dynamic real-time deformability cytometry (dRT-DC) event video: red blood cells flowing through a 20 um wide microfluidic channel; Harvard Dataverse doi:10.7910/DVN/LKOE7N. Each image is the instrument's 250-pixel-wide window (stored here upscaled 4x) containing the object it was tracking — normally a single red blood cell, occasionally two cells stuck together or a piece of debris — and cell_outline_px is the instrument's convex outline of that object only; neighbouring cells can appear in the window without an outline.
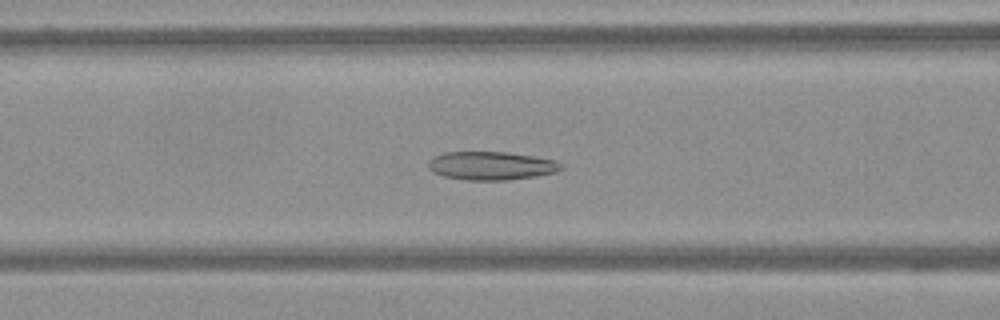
{"species": "Egyptian fruit bat (a non-hibernating species)", "species_latin": "Rousettus aegyptiacus", "temperature_condition": "warm", "stored_images_in_passage": 63, "camera_frame_rate_fps": 3000, "um_per_image_px": 0.085, "frame": {"image": 1, "passage_image": 26, "time_ms": 8.333, "image_size_px": [1000, 320], "cell_outline_px": [[564, 168], [556, 172], [536, 176], [508, 180], [464, 180], [444, 176], [432, 172], [428, 168], [428, 160], [432, 156], [444, 152], [504, 152], [532, 156], [556, 160], [564, 164]], "centroid_in_image_um": [41.74, 14.09], "position_along_channel_um": 124.9, "area_um2": 22.2}}
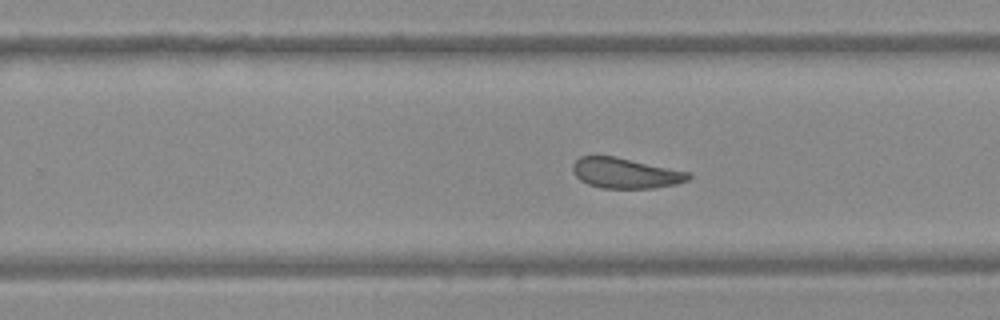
{"frame": {"image": 2, "passage_image": 40, "time_ms": 13.0, "image_size_px": [1000, 320], "cell_outline_px": [[692, 176], [688, 180], [676, 184], [652, 188], [600, 188], [588, 184], [580, 180], [572, 172], [572, 164], [580, 156], [616, 156], [692, 172]], "centroid_in_image_um": [53.18, 14.71], "position_along_channel_um": 276.6, "area_um2": 20.75}}
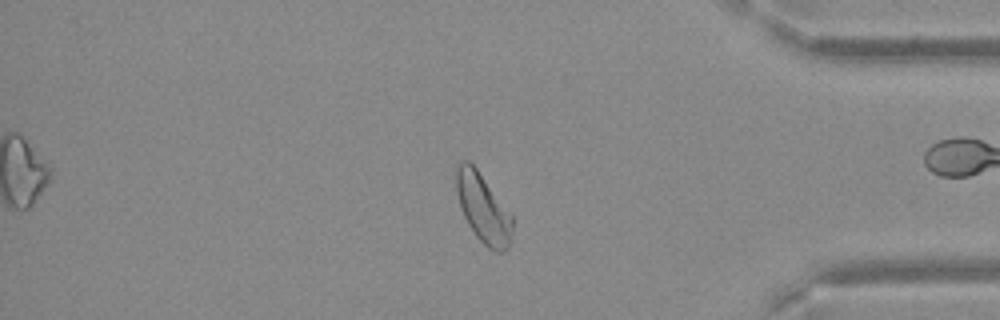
{"frame": {"image": 3, "passage_image": 53, "time_ms": 17.333, "image_size_px": [1000, 320], "cell_outline_px": [[512, 240], [508, 248], [504, 252], [496, 252], [488, 248], [476, 236], [468, 224], [460, 208], [456, 192], [456, 172], [460, 164], [464, 160], [468, 160], [476, 168], [512, 212]], "centroid_in_image_um": [41.1, 17.73], "position_along_channel_um": 394.1, "area_um2": 22.77}}